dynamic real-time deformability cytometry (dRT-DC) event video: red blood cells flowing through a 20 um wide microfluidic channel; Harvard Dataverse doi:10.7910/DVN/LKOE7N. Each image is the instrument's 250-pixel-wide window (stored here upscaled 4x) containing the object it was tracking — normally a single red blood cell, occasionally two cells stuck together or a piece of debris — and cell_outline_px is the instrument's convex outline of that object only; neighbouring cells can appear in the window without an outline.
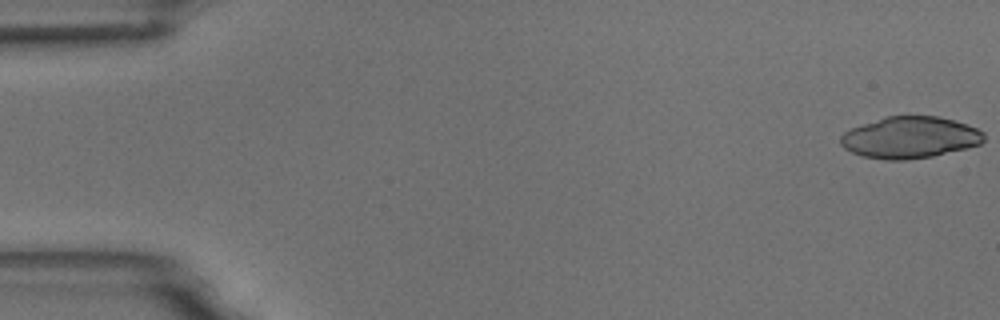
{"species": "common noctule bat (a hibernating species)", "species_latin": "Nyctalus noctula", "temperature_condition": "room temperature", "stored_images_in_passage": 6, "camera_frame_rate_fps": 3000, "um_per_image_px": 0.085, "animal": {"sex": "male", "body_mass_g": 18.8}, "frame": {"image": 1, "passage_image": 1, "time_ms": 0.0, "image_size_px": [1000, 320], "cell_outline_px": [[984, 140], [980, 144], [968, 148], [932, 156], [904, 160], [888, 160], [864, 156], [852, 152], [844, 148], [840, 144], [840, 136], [844, 132], [852, 128], [884, 116], [940, 116], [968, 124], [984, 132]], "centroid_in_image_um": [77.36, 11.68], "position_along_channel_um": 7.6, "area_um2": 34.8}}